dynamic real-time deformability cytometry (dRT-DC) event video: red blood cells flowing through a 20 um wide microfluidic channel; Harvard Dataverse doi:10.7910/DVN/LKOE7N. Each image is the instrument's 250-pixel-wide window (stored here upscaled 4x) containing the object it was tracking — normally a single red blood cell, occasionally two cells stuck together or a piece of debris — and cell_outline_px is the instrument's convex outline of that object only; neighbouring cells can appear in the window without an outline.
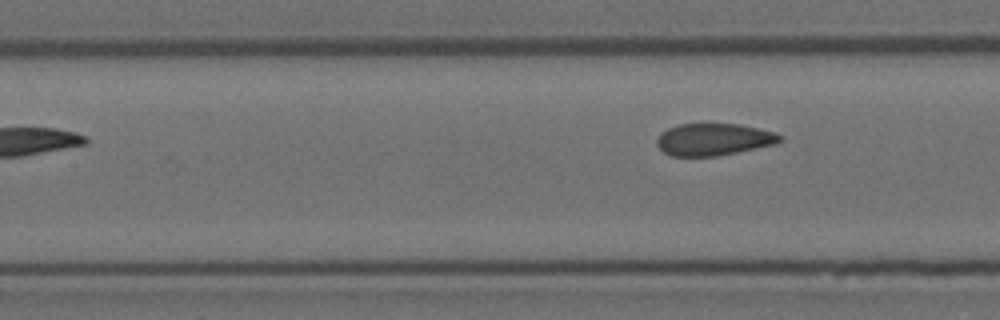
{"species": "Egyptian fruit bat (a non-hibernating species)", "species_latin": "Rousettus aegyptiacus", "temperature_condition": "room temperature", "stored_images_in_passage": 5, "camera_frame_rate_fps": 3000, "um_per_image_px": 0.085, "animal": {"sex": "female"}, "frame": {"image": 1, "passage_image": 5, "time_ms": 4.667, "image_size_px": [1000, 320], "cell_outline_px": [[784, 136], [776, 144], [716, 156], [672, 156], [664, 152], [656, 144], [656, 140], [668, 128], [676, 124], [740, 124], [776, 132]], "centroid_in_image_um": [60.68, 11.85], "position_along_channel_um": 146.7, "area_um2": 22.89}}